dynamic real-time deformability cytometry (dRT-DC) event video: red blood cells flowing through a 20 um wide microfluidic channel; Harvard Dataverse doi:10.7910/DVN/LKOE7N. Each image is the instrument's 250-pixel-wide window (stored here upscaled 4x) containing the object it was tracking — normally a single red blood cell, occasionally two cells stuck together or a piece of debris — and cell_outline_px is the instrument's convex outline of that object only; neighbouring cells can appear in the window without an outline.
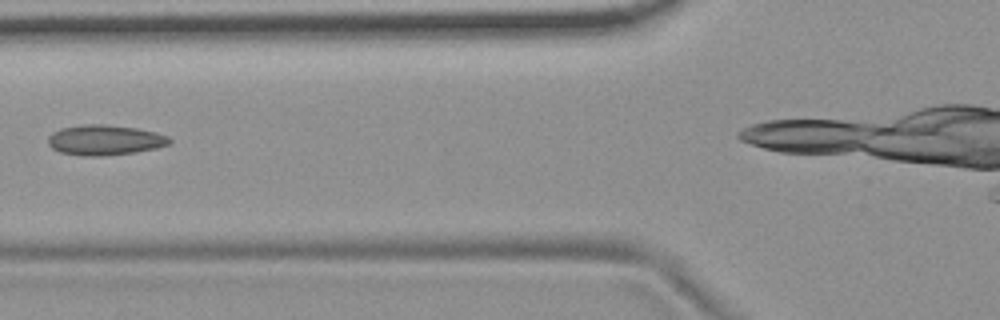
{"species": "common noctule bat (a hibernating species)", "species_latin": "Nyctalus noctula", "temperature_condition": "room temperature", "stored_images_in_passage": 6, "camera_frame_rate_fps": 3000, "um_per_image_px": 0.085, "animal": {"sex": "female", "body_mass_g": 19.9}, "frame": {"image": 1, "passage_image": 4, "time_ms": 1.0, "image_size_px": [1000, 320], "cell_outline_px": [[172, 144], [156, 148], [136, 152], [104, 156], [80, 156], [60, 152], [52, 148], [48, 144], [48, 136], [52, 132], [60, 128], [84, 124], [104, 124], [136, 128], [156, 132], [168, 136], [172, 140]], "centroid_in_image_um": [8.91, 11.91], "position_along_channel_um": 116.9, "area_um2": 21.68}}